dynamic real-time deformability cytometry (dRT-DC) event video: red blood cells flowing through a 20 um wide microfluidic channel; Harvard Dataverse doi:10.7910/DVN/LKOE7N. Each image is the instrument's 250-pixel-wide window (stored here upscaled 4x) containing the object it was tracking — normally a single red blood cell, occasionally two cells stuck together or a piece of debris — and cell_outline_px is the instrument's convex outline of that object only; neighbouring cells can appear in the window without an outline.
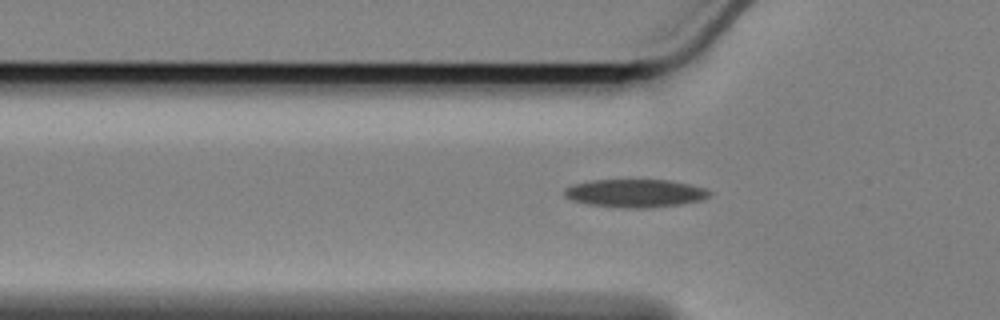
{"species": "Egyptian fruit bat (a non-hibernating species)", "species_latin": "Rousettus aegyptiacus", "temperature_condition": "cold", "stored_images_in_passage": 40, "camera_frame_rate_fps": 3000, "um_per_image_px": 0.085, "animal": {"sex": "female"}, "frame": {"image": 1, "passage_image": 4, "time_ms": 1.0, "image_size_px": [1000, 320], "cell_outline_px": [[712, 192], [708, 196], [700, 200], [680, 204], [652, 208], [624, 208], [588, 204], [572, 200], [564, 196], [564, 188], [576, 184], [592, 180], [672, 180], [704, 188]], "centroid_in_image_um": [53.98, 16.43], "position_along_channel_um": 71.8, "area_um2": 23.64}}
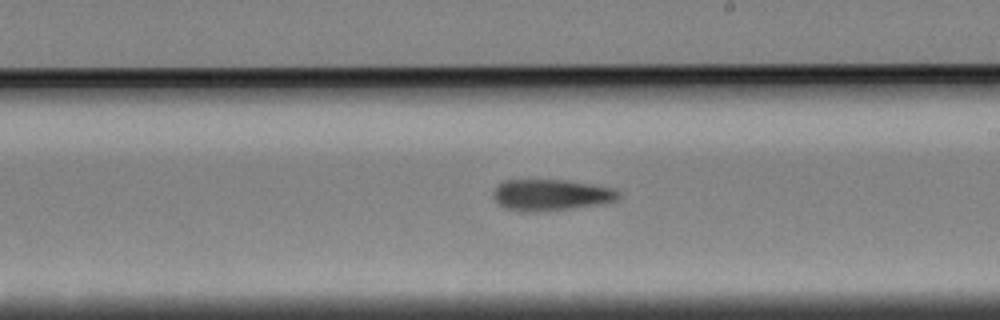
{"frame": {"image": 2, "passage_image": 19, "time_ms": 6.0, "image_size_px": [1000, 320], "cell_outline_px": [[620, 196], [616, 200], [600, 204], [572, 208], [540, 212], [520, 212], [504, 208], [492, 196], [492, 192], [504, 180], [564, 180], [612, 188], [620, 192]], "centroid_in_image_um": [46.8, 16.59], "position_along_channel_um": 242.2, "area_um2": 22.77}}
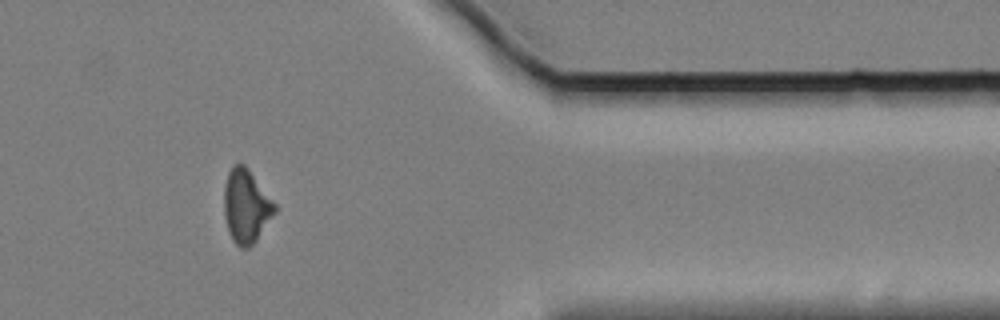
{"frame": {"image": 3, "passage_image": 34, "time_ms": 11.0, "image_size_px": [1000, 320], "cell_outline_px": [[276, 212], [256, 240], [248, 248], [240, 248], [232, 240], [228, 232], [224, 216], [224, 188], [228, 172], [232, 164], [244, 164], [248, 168], [276, 204]], "centroid_in_image_um": [20.91, 17.53], "position_along_channel_um": 390.5, "area_um2": 21.79}}